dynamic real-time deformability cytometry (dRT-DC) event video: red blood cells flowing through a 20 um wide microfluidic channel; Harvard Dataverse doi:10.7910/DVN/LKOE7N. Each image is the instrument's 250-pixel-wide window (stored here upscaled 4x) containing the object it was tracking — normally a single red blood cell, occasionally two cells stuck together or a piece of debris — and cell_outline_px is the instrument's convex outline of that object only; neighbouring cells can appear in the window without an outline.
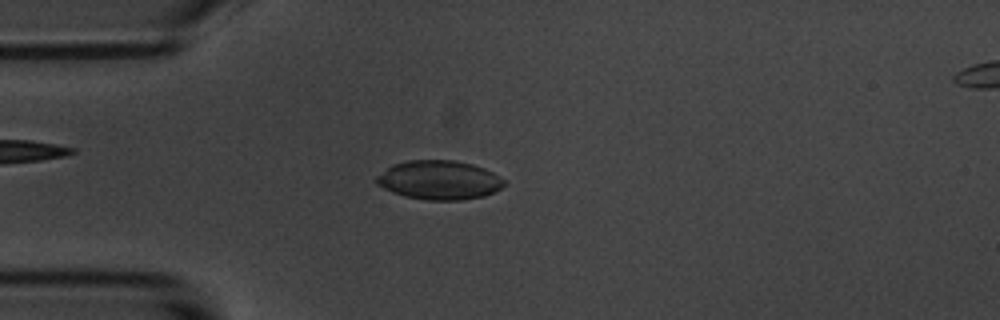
{"species": "common noctule bat (a hibernating species)", "species_latin": "Nyctalus noctula", "temperature_condition": "room temperature", "stored_images_in_passage": 55, "camera_frame_rate_fps": 3000, "um_per_image_px": 0.085, "animal": {"sex": "male", "body_mass_g": 20.1, "forearm_length_mm": 53.5}, "frame": {"image": 1, "passage_image": 14, "time_ms": 4.333, "image_size_px": [1000, 320], "cell_outline_px": [[508, 180], [500, 188], [484, 196], [460, 200], [428, 200], [404, 196], [392, 192], [376, 184], [376, 176], [392, 164], [408, 160], [456, 160], [472, 164], [484, 168]], "centroid_in_image_um": [37.33, 15.3], "position_along_channel_um": 47.7, "area_um2": 29.13}}
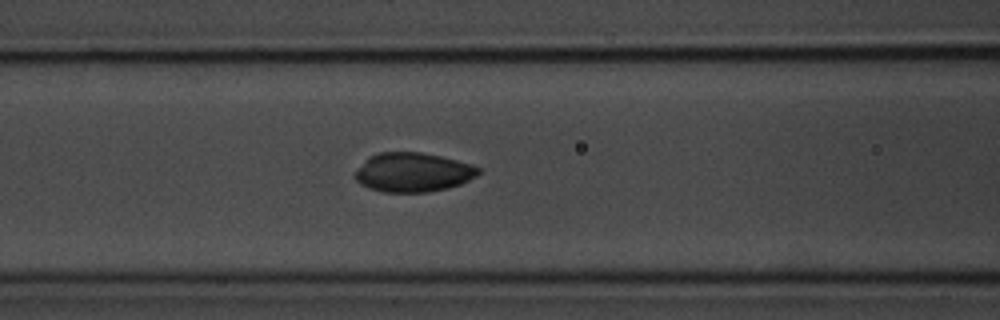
{"frame": {"image": 2, "passage_image": 22, "time_ms": 7.0, "image_size_px": [1000, 320], "cell_outline_px": [[480, 172], [476, 176], [460, 184], [448, 188], [428, 192], [384, 192], [368, 188], [360, 184], [352, 176], [372, 156], [380, 152], [420, 152], [440, 156], [472, 164], [480, 168]], "centroid_in_image_um": [35.13, 14.66], "position_along_channel_um": 131.5, "area_um2": 27.92}}
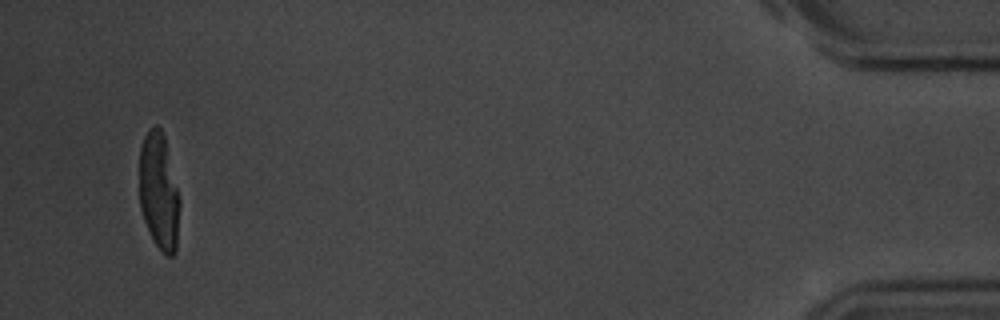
{"frame": {"image": 3, "passage_image": 53, "time_ms": 17.333, "image_size_px": [1000, 320], "cell_outline_px": [[180, 204], [176, 252], [172, 256], [164, 256], [156, 244], [144, 220], [140, 208], [140, 148], [144, 136], [156, 124], [164, 132], [180, 200]], "centroid_in_image_um": [13.53, 16.28], "position_along_channel_um": 421.7, "area_um2": 27.51}, "authors_computed_cell_mechanics": {"area_um2": 28.1486, "velocity_mm_per_s": 3.5941, "shape_relaxation_time_tau1_ms": 3.9484, "shape_relaxation_time_tau2_ms": 2.5365, "deformation_change_tau1": 0.1536, "deformation_change_tau2": 0.0493}}